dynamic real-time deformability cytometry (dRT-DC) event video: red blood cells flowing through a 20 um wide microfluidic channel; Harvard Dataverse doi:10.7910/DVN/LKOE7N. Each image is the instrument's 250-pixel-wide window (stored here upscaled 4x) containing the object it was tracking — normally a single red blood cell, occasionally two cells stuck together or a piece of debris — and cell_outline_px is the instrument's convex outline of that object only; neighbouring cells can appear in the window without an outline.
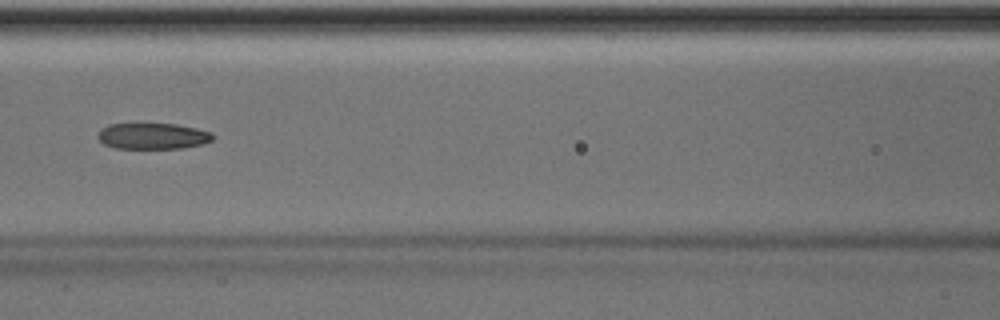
{"species": "Egyptian fruit bat (a non-hibernating species)", "species_latin": "Rousettus aegyptiacus", "temperature_condition": "room temperature", "stored_images_in_passage": 49, "camera_frame_rate_fps": 3000, "um_per_image_px": 0.085, "animal": {"sex": "male"}, "frame": {"image": 1, "passage_image": 22, "time_ms": 7.0, "image_size_px": [1000, 320], "cell_outline_px": [[216, 136], [212, 140], [204, 144], [184, 148], [116, 148], [104, 144], [96, 136], [100, 128], [108, 124], [176, 124], [196, 128], [212, 132]], "centroid_in_image_um": [13.0, 11.56], "position_along_channel_um": 153.6, "area_um2": 17.63}, "authors_computed_cell_mechanics": {"area_um2": 18.5538, "velocity_mm_per_s": 4.0581, "shape_relaxation_time_tau1_ms": null, "shape_relaxation_time_tau2_ms": 2.984, "deformation_change_tau1": null, "deformation_change_tau2": 0.1129}}